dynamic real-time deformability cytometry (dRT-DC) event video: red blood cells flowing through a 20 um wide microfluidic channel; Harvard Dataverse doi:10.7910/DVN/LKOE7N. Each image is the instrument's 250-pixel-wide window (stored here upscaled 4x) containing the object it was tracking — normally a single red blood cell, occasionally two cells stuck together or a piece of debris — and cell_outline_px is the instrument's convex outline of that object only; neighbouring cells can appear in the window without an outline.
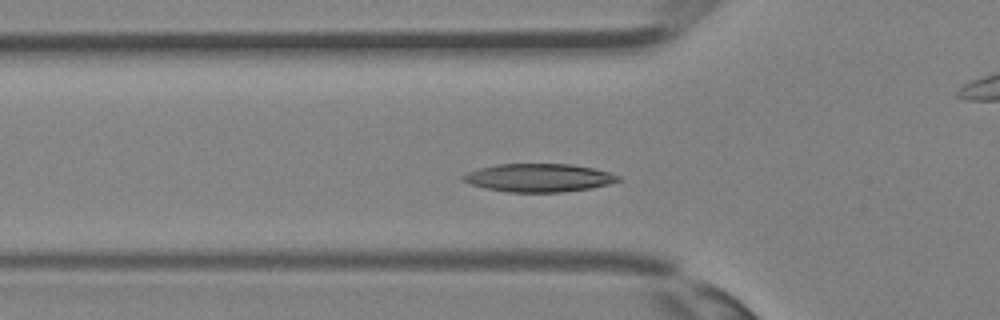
{"species": "Egyptian fruit bat (a non-hibernating species)", "species_latin": "Rousettus aegyptiacus", "temperature_condition": "room temperature", "stored_images_in_passage": 31, "camera_frame_rate_fps": 3000, "um_per_image_px": 0.085, "animal": {"sex": "female"}, "frame": {"image": 1, "passage_image": 6, "time_ms": 1.667, "image_size_px": [1000, 320], "cell_outline_px": [[620, 180], [608, 184], [592, 188], [560, 192], [508, 192], [484, 188], [460, 180], [460, 176], [468, 172], [480, 168], [496, 164], [572, 164], [592, 168], [608, 172], [620, 176]], "centroid_in_image_um": [45.76, 15.11], "position_along_channel_um": 80.0, "area_um2": 25.43}}
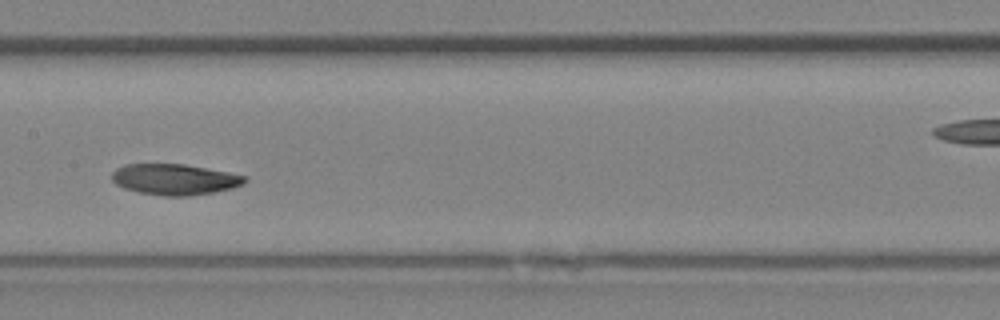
{"frame": {"image": 2, "passage_image": 12, "time_ms": 3.667, "image_size_px": [1000, 320], "cell_outline_px": [[248, 180], [232, 188], [212, 192], [188, 196], [164, 196], [140, 192], [124, 188], [116, 184], [112, 180], [112, 172], [116, 168], [124, 164], [184, 164], [228, 172], [248, 176]], "centroid_in_image_um": [14.83, 15.24], "position_along_channel_um": 192.6, "area_um2": 23.81}}
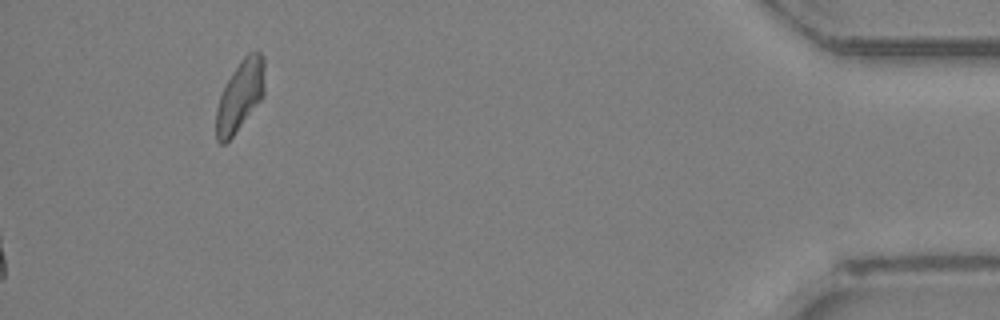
{"frame": {"image": 3, "passage_image": 31, "time_ms": 10.0, "image_size_px": [1000, 320], "cell_outline_px": [[264, 96], [232, 136], [224, 144], [220, 144], [216, 140], [216, 108], [220, 96], [232, 72], [240, 60], [248, 52], [260, 52], [264, 56]], "centroid_in_image_um": [20.41, 8.12], "position_along_channel_um": 414.8, "area_um2": 19.83}}